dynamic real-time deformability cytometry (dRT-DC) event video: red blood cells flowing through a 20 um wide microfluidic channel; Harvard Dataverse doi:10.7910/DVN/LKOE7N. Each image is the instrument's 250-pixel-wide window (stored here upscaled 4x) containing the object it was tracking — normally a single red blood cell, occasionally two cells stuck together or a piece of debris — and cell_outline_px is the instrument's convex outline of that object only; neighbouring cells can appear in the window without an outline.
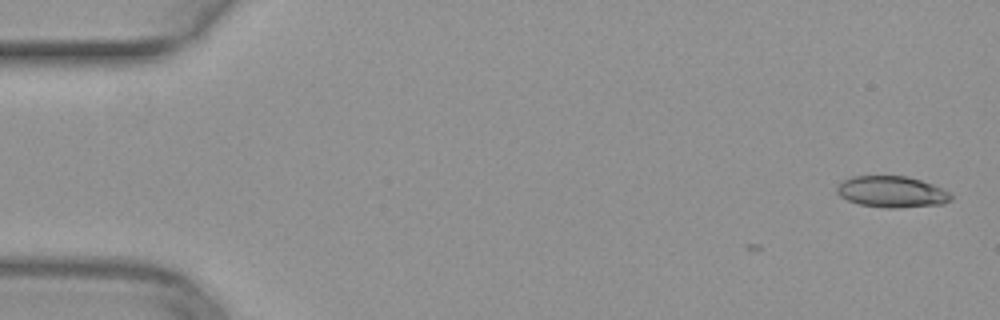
{"species": "common noctule bat (a hibernating species)", "species_latin": "Nyctalus noctula", "temperature_condition": "warm", "stored_images_in_passage": 3, "camera_frame_rate_fps": 3000, "um_per_image_px": 0.085, "animal": {"sex": "female", "body_mass_g": 29.2, "forearm_length_mm": 56.3}, "frame": {"image": 1, "passage_image": 3, "time_ms": 0.667, "image_size_px": [1000, 320], "cell_outline_px": [[952, 200], [944, 204], [900, 208], [888, 208], [860, 204], [848, 200], [840, 196], [836, 192], [836, 188], [844, 180], [852, 176], [908, 176], [944, 188], [952, 196]], "centroid_in_image_um": [75.84, 16.31], "position_along_channel_um": 9.2, "area_um2": 20.87}}